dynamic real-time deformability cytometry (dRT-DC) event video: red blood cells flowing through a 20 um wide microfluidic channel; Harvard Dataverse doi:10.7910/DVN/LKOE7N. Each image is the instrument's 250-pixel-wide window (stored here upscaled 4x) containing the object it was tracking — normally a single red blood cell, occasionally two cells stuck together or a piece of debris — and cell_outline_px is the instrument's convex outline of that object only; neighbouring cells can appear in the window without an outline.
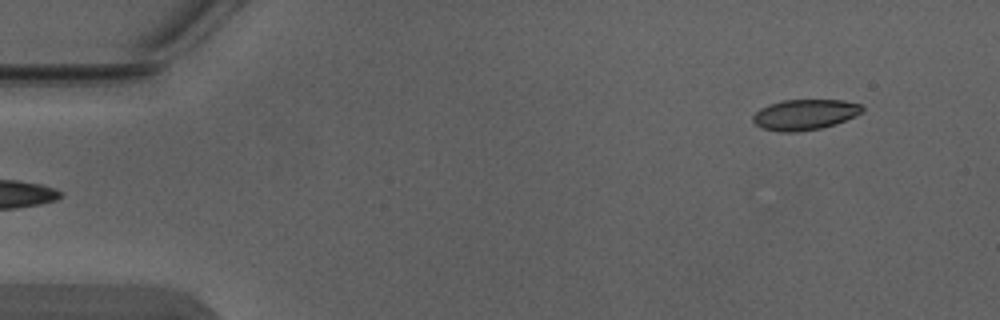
{"species": "Egyptian fruit bat (a non-hibernating species)", "species_latin": "Rousettus aegyptiacus", "temperature_condition": "warm", "stored_images_in_passage": 4, "camera_frame_rate_fps": 3000, "um_per_image_px": 0.085, "animal": {"sex": "male"}, "frame": {"image": 1, "passage_image": 4, "time_ms": 1.0, "image_size_px": [1000, 320], "cell_outline_px": [[864, 112], [844, 120], [820, 128], [796, 132], [780, 132], [760, 128], [752, 120], [752, 116], [760, 108], [768, 104], [780, 100], [844, 100], [860, 104], [864, 108]], "centroid_in_image_um": [68.37, 9.73], "position_along_channel_um": 16.6, "area_um2": 19.48}}